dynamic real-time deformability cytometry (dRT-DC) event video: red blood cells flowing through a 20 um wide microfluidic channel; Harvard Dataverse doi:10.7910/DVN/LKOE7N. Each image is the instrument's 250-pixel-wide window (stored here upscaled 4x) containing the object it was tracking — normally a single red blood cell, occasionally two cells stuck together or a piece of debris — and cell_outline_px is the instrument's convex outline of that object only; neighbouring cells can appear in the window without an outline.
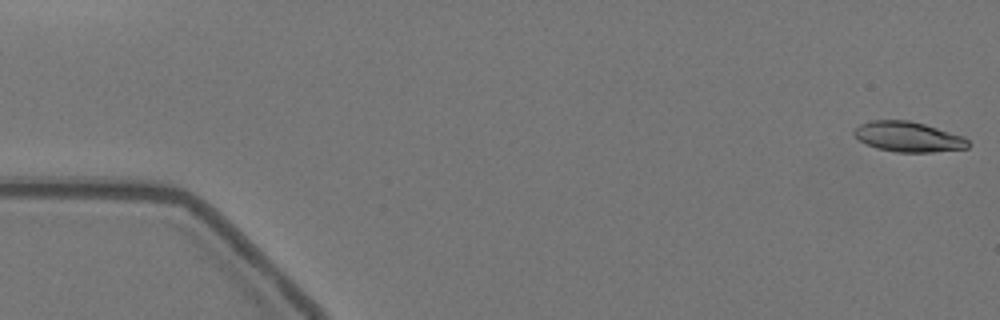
{"species": "Egyptian fruit bat (a non-hibernating species)", "species_latin": "Rousettus aegyptiacus", "temperature_condition": "warm", "stored_images_in_passage": 57, "camera_frame_rate_fps": 3000, "um_per_image_px": 0.085, "animal": {"sex": "female"}, "frame": {"image": 1, "passage_image": 1, "time_ms": 0.0, "image_size_px": [1000, 320], "cell_outline_px": [[972, 144], [968, 148], [932, 152], [896, 152], [876, 148], [860, 140], [852, 132], [860, 124], [872, 120], [908, 120], [924, 124], [964, 136]], "centroid_in_image_um": [77.24, 11.63], "position_along_channel_um": 7.8, "area_um2": 20.0}}
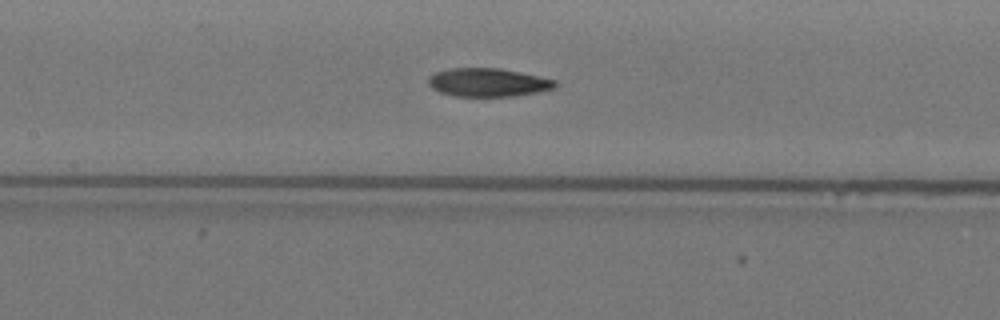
{"frame": {"image": 2, "passage_image": 26, "time_ms": 8.333, "image_size_px": [1000, 320], "cell_outline_px": [[556, 84], [552, 88], [536, 92], [512, 96], [456, 96], [440, 92], [432, 88], [428, 84], [428, 76], [436, 72], [448, 68], [500, 68], [556, 80]], "centroid_in_image_um": [41.41, 7.0], "position_along_channel_um": 166.0, "area_um2": 20.75}}
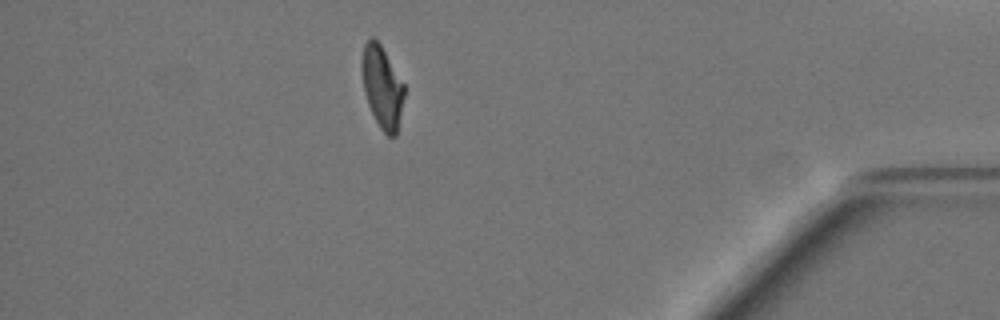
{"frame": {"image": 3, "passage_image": 50, "time_ms": 16.333, "image_size_px": [1000, 320], "cell_outline_px": [[404, 96], [396, 136], [388, 136], [380, 128], [368, 104], [364, 92], [360, 68], [360, 60], [364, 44], [372, 36], [380, 44], [404, 84]], "centroid_in_image_um": [32.45, 7.37], "position_along_channel_um": 402.7, "area_um2": 20.17}, "authors_computed_cell_mechanics": {"area_um2": 21.097, "velocity_mm_per_s": 3.5355, "shape_relaxation_time_tau1_ms": 8.676, "shape_relaxation_time_tau2_ms": 5.4787, "deformation_change_tau1": 0.2539, "deformation_change_tau2": 0.1195}}